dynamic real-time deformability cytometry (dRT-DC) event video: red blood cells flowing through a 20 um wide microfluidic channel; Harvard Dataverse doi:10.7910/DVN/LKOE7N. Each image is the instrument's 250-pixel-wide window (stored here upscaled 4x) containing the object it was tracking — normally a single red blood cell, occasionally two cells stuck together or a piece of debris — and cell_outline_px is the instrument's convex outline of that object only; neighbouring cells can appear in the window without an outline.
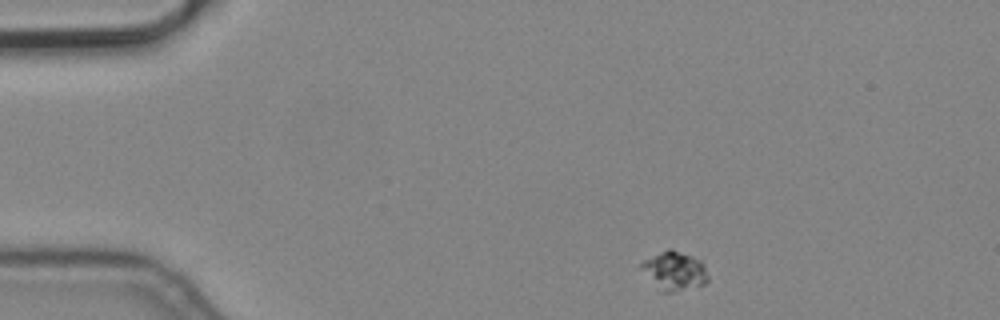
{"species": "common noctule bat (a hibernating species)", "species_latin": "Nyctalus noctula", "temperature_condition": "cold", "stored_images_in_passage": 3, "camera_frame_rate_fps": 3000, "um_per_image_px": 0.085, "animal": {"sex": "male", "body_mass_g": 19.2, "forearm_length_mm": 51.8}, "frame": {"image": 1, "passage_image": 1, "time_ms": 0.0, "image_size_px": [1000, 320], "cell_outline_px": [[708, 280], [704, 284], [676, 292], [656, 292], [640, 268], [640, 264], [644, 260], [668, 248], [672, 248], [692, 256], [700, 260], [704, 264], [708, 276]], "centroid_in_image_um": [57.28, 23.05], "position_along_channel_um": 27.7, "area_um2": 15.49}}